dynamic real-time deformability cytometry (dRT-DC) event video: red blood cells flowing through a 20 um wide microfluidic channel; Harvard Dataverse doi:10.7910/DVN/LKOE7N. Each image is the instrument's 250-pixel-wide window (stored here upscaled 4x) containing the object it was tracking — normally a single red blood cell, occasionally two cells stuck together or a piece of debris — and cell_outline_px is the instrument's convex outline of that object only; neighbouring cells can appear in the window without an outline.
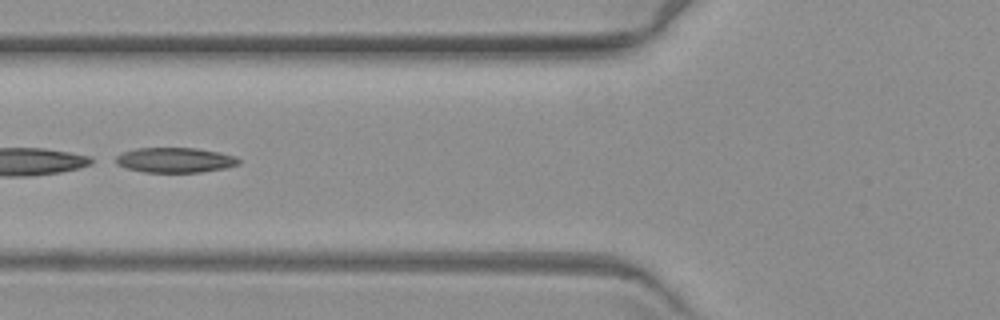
{"species": "common noctule bat (a hibernating species)", "species_latin": "Nyctalus noctula", "temperature_condition": "warm", "stored_images_in_passage": 9, "camera_frame_rate_fps": 3000, "um_per_image_px": 0.085, "animal": {"sex": "female", "body_mass_g": 19.3, "forearm_length_mm": 54.1}, "frame": {"image": 1, "passage_image": 6, "time_ms": 6.0, "image_size_px": [1000, 320], "cell_outline_px": [[240, 164], [224, 168], [200, 172], [144, 172], [128, 168], [116, 164], [116, 156], [124, 152], [136, 148], [196, 148], [220, 152], [236, 156], [240, 160]], "centroid_in_image_um": [14.91, 13.6], "position_along_channel_um": 110.9, "area_um2": 17.86}}
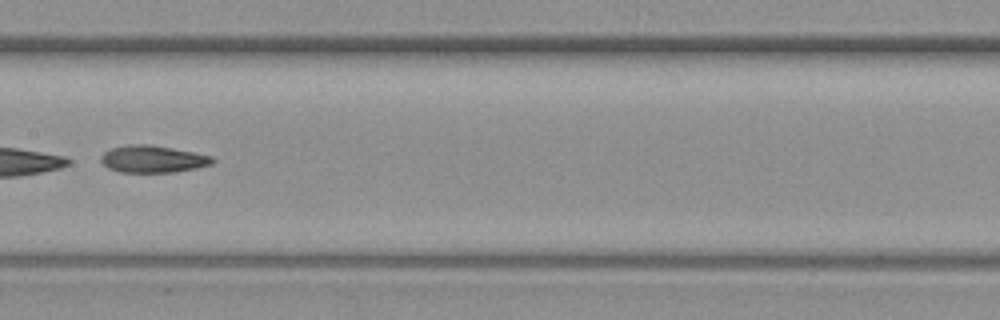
{"frame": {"image": 2, "passage_image": 8, "time_ms": 8.333, "image_size_px": [1000, 320], "cell_outline_px": [[216, 160], [212, 164], [196, 168], [176, 172], [120, 172], [108, 168], [100, 160], [100, 156], [104, 152], [112, 148], [128, 144], [148, 144], [172, 148], [212, 156]], "centroid_in_image_um": [12.98, 13.52], "position_along_channel_um": 194.4, "area_um2": 17.63}}
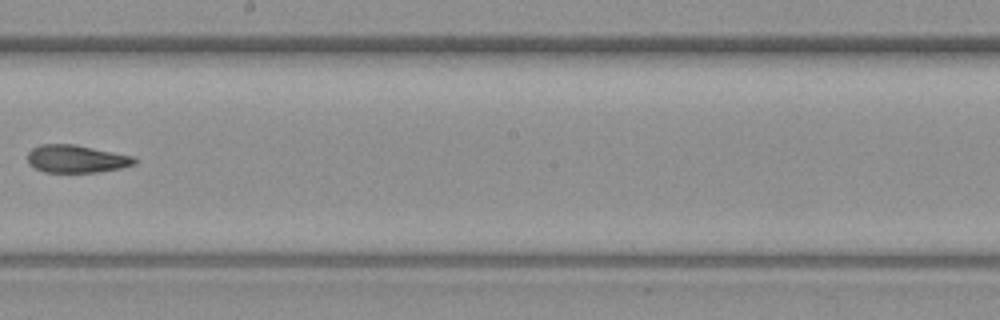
{"frame": {"image": 3, "passage_image": 9, "time_ms": 9.667, "image_size_px": [1000, 320], "cell_outline_px": [[136, 164], [120, 168], [100, 172], [44, 172], [28, 164], [28, 152], [32, 148], [40, 144], [76, 144], [132, 156], [136, 160]], "centroid_in_image_um": [6.47, 13.5], "position_along_channel_um": 241.7, "area_um2": 17.28}}